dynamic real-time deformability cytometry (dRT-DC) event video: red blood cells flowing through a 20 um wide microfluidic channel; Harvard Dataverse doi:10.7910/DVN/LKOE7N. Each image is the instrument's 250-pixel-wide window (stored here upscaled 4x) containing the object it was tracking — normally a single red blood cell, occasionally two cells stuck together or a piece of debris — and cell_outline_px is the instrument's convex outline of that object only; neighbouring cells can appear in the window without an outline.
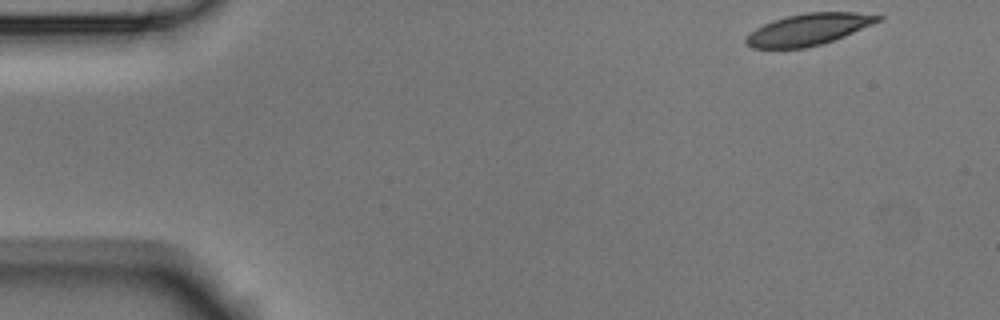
{"species": "Egyptian fruit bat (a non-hibernating species)", "species_latin": "Rousettus aegyptiacus", "temperature_condition": "room temperature", "stored_images_in_passage": 3, "camera_frame_rate_fps": 3000, "um_per_image_px": 0.085, "animal": {"sex": "male"}, "frame": {"image": 1, "passage_image": 1, "time_ms": 0.0, "image_size_px": [1000, 320], "cell_outline_px": [[884, 16], [880, 20], [872, 24], [844, 36], [820, 44], [804, 48], [752, 48], [744, 40], [756, 28], [772, 20], [804, 12], [856, 12]], "centroid_in_image_um": [68.72, 2.49], "position_along_channel_um": 16.3, "area_um2": 23.93}}